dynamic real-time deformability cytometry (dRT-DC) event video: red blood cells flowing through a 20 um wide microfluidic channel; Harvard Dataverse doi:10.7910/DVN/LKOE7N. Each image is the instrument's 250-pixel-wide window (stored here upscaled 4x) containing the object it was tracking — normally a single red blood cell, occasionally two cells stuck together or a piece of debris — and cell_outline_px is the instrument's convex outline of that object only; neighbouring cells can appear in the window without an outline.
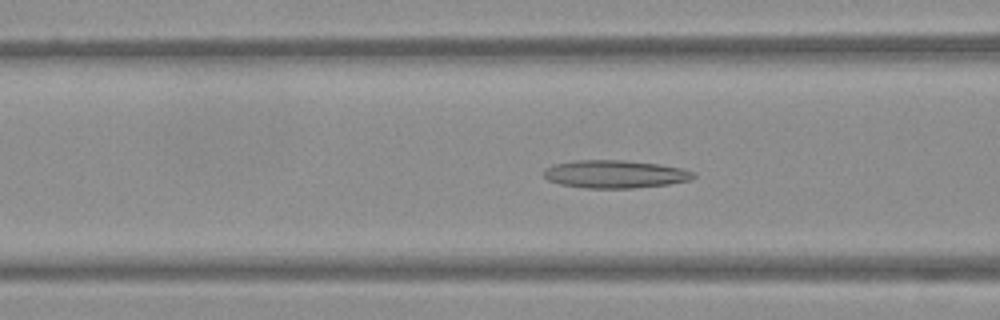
{"species": "Egyptian fruit bat (a non-hibernating species)", "species_latin": "Rousettus aegyptiacus", "temperature_condition": "warm", "stored_images_in_passage": 53, "camera_frame_rate_fps": 3000, "um_per_image_px": 0.085, "frame": {"image": 1, "passage_image": 21, "time_ms": 6.667, "image_size_px": [1000, 320], "cell_outline_px": [[696, 176], [692, 180], [668, 184], [632, 188], [584, 188], [560, 184], [548, 180], [544, 176], [544, 168], [552, 164], [572, 160], [624, 160], [660, 164], [684, 168], [696, 172]], "centroid_in_image_um": [52.29, 14.79], "position_along_channel_um": 114.3, "area_um2": 24.68}}
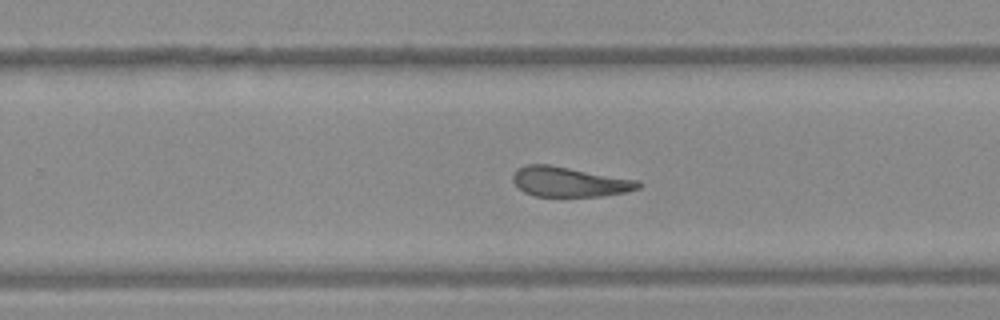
{"frame": {"image": 2, "passage_image": 34, "time_ms": 11.0, "image_size_px": [1000, 320], "cell_outline_px": [[644, 184], [640, 188], [628, 192], [600, 196], [536, 196], [524, 192], [512, 180], [512, 172], [516, 168], [524, 164], [548, 164], [640, 180]], "centroid_in_image_um": [48.42, 15.44], "position_along_channel_um": 281.4, "area_um2": 22.14}}
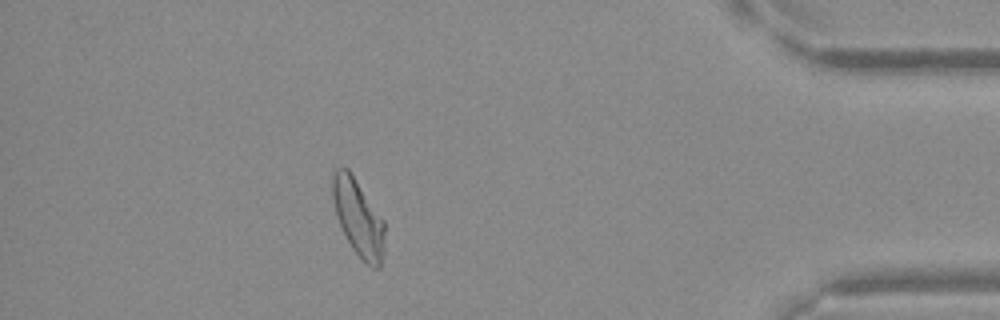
{"frame": {"image": 3, "passage_image": 47, "time_ms": 15.333, "image_size_px": [1000, 320], "cell_outline_px": [[384, 252], [380, 268], [372, 268], [352, 248], [336, 216], [332, 196], [332, 176], [336, 168], [340, 164], [348, 168], [384, 220]], "centroid_in_image_um": [30.45, 18.47], "position_along_channel_um": 404.8, "area_um2": 23.24}}